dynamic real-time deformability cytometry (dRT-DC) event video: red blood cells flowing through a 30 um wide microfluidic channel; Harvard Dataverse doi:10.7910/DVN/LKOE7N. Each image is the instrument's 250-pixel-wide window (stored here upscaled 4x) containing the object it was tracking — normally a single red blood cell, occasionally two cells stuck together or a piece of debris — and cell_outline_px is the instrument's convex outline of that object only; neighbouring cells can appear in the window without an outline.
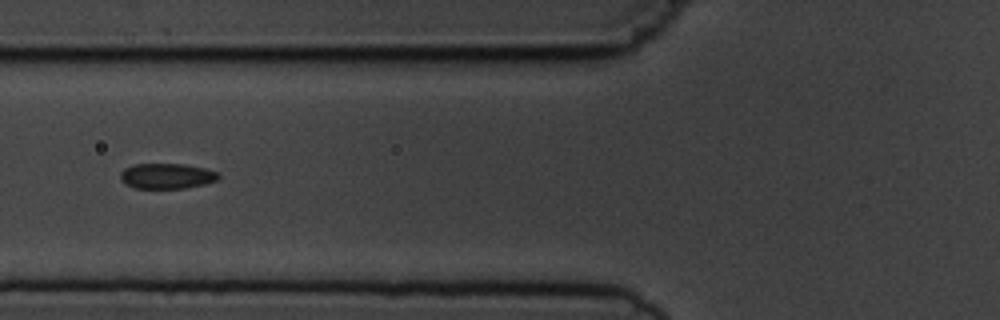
{"species": "common noctule bat (a hibernating species)", "species_latin": "Nyctalus noctula", "temperature_condition": "cold", "stored_images_in_passage": 9, "camera_frame_rate_fps": 3000, "um_per_image_px": 0.085, "animal": {"sex": "male", "body_mass_g": 19.5, "forearm_length_mm": 54.6}, "frame": {"image": 1, "passage_image": 6, "time_ms": 6.0, "image_size_px": [1000, 320], "cell_outline_px": [[220, 176], [216, 180], [204, 184], [184, 188], [136, 188], [124, 184], [120, 180], [120, 172], [124, 168], [132, 164], [184, 164], [204, 168], [220, 172]], "centroid_in_image_um": [14.15, 14.95], "position_along_channel_um": 111.6, "area_um2": 14.62}}
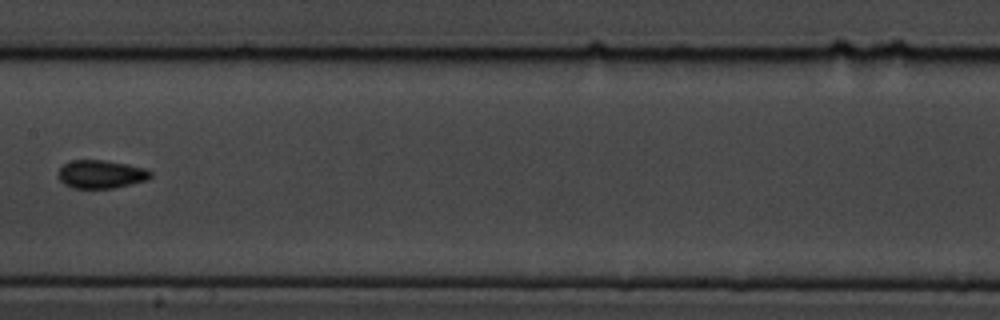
{"frame": {"image": 2, "passage_image": 8, "time_ms": 8.333, "image_size_px": [1000, 320], "cell_outline_px": [[152, 176], [148, 180], [112, 188], [72, 188], [64, 184], [56, 176], [60, 168], [64, 164], [72, 160], [104, 160], [128, 164], [144, 168], [152, 172]], "centroid_in_image_um": [8.57, 14.81], "position_along_channel_um": 198.8, "area_um2": 15.26}}
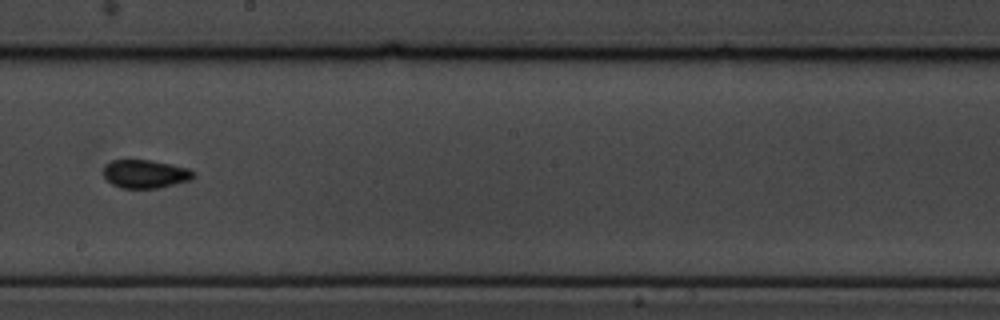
{"frame": {"image": 3, "passage_image": 9, "time_ms": 9.333, "image_size_px": [1000, 320], "cell_outline_px": [[196, 176], [188, 180], [156, 188], [120, 188], [112, 184], [104, 176], [104, 164], [112, 160], [152, 160], [172, 164], [188, 168], [196, 172]], "centroid_in_image_um": [12.34, 14.77], "position_along_channel_um": 235.9, "area_um2": 14.85}}